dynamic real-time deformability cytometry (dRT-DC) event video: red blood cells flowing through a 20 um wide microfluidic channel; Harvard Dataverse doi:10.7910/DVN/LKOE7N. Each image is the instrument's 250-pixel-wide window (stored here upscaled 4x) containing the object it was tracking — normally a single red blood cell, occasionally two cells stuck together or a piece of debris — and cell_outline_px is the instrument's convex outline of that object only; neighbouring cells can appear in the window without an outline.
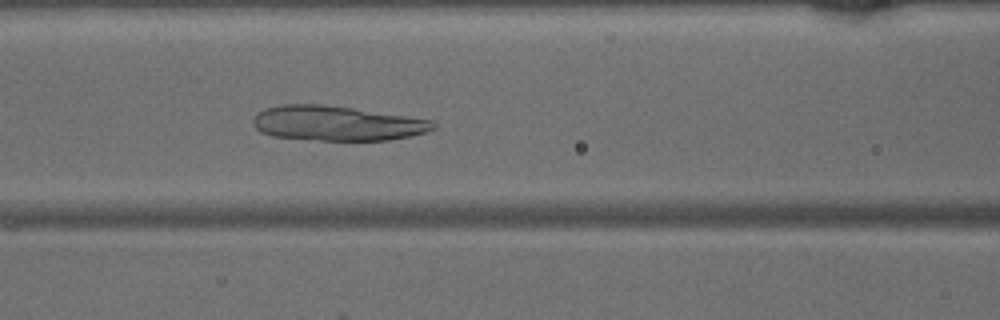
{"species": "common noctule bat (a hibernating species)", "species_latin": "Nyctalus noctula", "temperature_condition": "warm", "stored_images_in_passage": 47, "camera_frame_rate_fps": 3000, "um_per_image_px": 0.085, "animal": {"sex": "male", "body_mass_g": 15.6}, "frame": {"image": 1, "passage_image": 19, "time_ms": 6.0, "image_size_px": [1000, 320], "cell_outline_px": [[436, 128], [428, 132], [412, 136], [388, 140], [320, 140], [272, 136], [260, 132], [252, 124], [252, 120], [264, 108], [284, 104], [324, 104], [352, 108], [432, 120], [436, 124]], "centroid_in_image_um": [28.64, 10.48], "position_along_channel_um": 138.0, "area_um2": 36.47}}
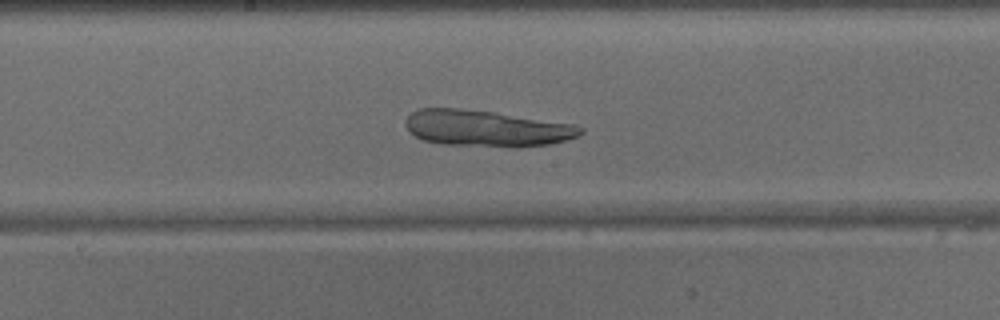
{"frame": {"image": 2, "passage_image": 24, "time_ms": 7.667, "image_size_px": [1000, 320], "cell_outline_px": [[584, 132], [576, 136], [564, 140], [548, 144], [516, 148], [444, 144], [424, 140], [408, 132], [404, 124], [404, 120], [412, 112], [420, 108], [460, 108], [492, 112], [576, 124], [584, 128]], "centroid_in_image_um": [41.33, 10.91], "position_along_channel_um": 206.9, "area_um2": 37.17}}
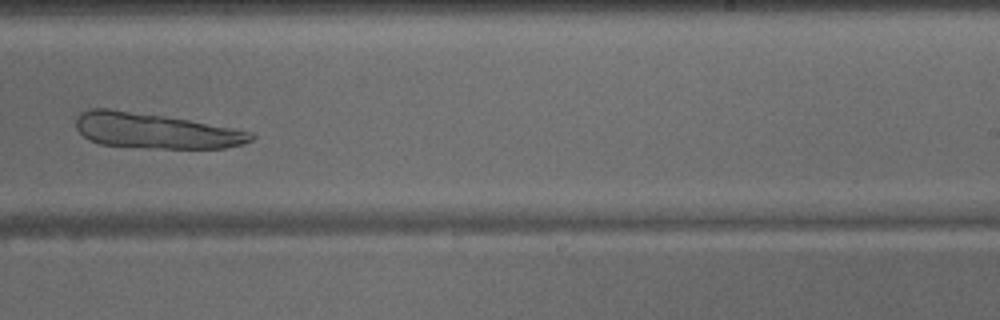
{"frame": {"image": 3, "passage_image": 29, "time_ms": 9.333, "image_size_px": [1000, 320], "cell_outline_px": [[256, 136], [252, 140], [240, 144], [224, 148], [148, 148], [100, 144], [88, 140], [76, 128], [76, 116], [80, 112], [88, 108], [108, 108], [188, 120], [236, 128], [252, 132]], "centroid_in_image_um": [13.17, 11.12], "position_along_channel_um": 275.8, "area_um2": 35.95}}